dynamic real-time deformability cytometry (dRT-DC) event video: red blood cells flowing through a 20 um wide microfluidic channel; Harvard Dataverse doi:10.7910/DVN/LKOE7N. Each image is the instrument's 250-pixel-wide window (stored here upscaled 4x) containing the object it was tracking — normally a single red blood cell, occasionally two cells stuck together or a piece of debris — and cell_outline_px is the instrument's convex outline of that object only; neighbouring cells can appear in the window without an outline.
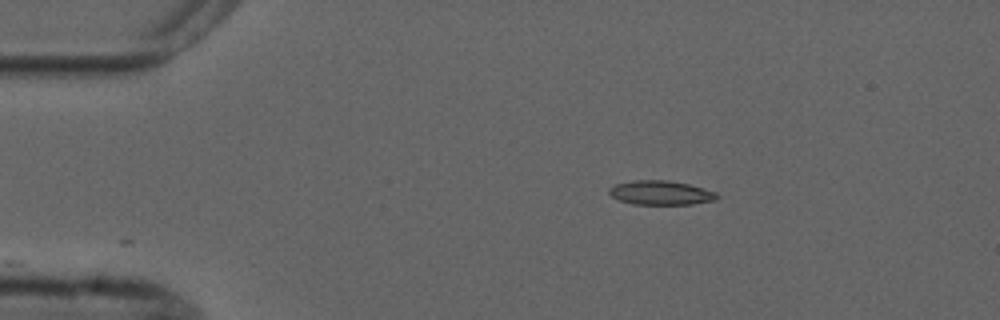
{"species": "common noctule bat (a hibernating species)", "species_latin": "Nyctalus noctula", "temperature_condition": "cold", "stored_images_in_passage": 4, "camera_frame_rate_fps": 3000, "um_per_image_px": 0.085, "animal": {"sex": "male", "forearm_length_mm": 52.5}, "frame": {"image": 1, "passage_image": 2, "time_ms": 2.667, "image_size_px": [1000, 320], "cell_outline_px": [[720, 196], [716, 200], [692, 204], [632, 204], [620, 200], [612, 196], [608, 192], [608, 188], [616, 184], [632, 180], [668, 180], [688, 184], [704, 188], [716, 192]], "centroid_in_image_um": [56.18, 16.38], "position_along_channel_um": 28.8, "area_um2": 15.26}}